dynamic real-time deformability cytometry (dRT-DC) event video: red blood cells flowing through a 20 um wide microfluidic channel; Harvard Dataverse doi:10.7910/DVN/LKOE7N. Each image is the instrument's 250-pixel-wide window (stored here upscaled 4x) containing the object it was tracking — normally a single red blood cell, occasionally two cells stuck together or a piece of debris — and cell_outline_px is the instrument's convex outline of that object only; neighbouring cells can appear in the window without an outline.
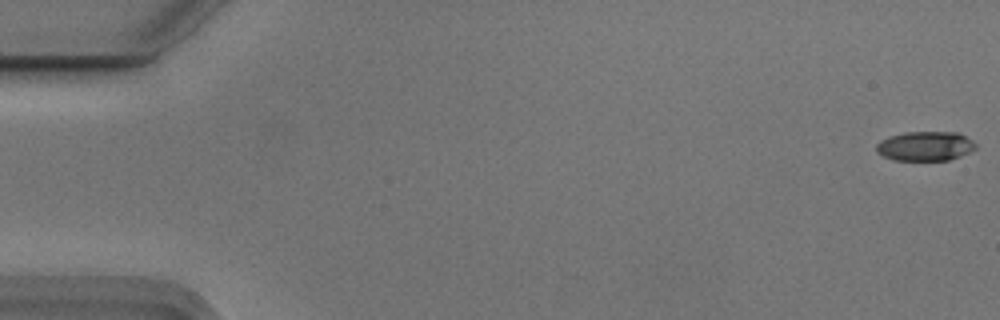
{"species": "Egyptian fruit bat (a non-hibernating species)", "species_latin": "Rousettus aegyptiacus", "temperature_condition": "cold", "stored_images_in_passage": 10, "camera_frame_rate_fps": 3000, "um_per_image_px": 0.085, "animal": {"sex": "male"}, "frame": {"image": 1, "passage_image": 1, "time_ms": 0.0, "image_size_px": [1000, 320], "cell_outline_px": [[976, 148], [960, 156], [948, 160], [892, 160], [876, 152], [876, 144], [880, 140], [888, 136], [904, 132], [960, 132], [972, 140], [976, 144]], "centroid_in_image_um": [78.63, 12.41], "position_along_channel_um": 6.4, "area_um2": 17.17}}